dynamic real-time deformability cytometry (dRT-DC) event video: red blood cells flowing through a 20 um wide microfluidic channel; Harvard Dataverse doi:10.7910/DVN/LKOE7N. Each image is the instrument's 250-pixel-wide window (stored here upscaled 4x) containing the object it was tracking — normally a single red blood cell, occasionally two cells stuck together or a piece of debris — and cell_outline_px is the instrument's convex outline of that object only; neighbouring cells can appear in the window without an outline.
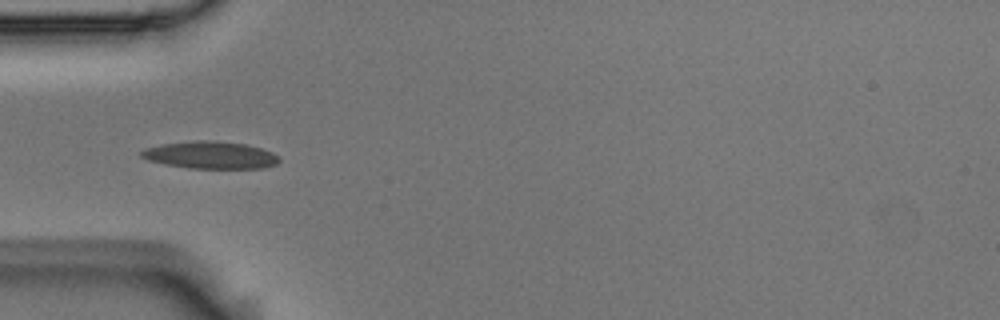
{"species": "Egyptian fruit bat (a non-hibernating species)", "species_latin": "Rousettus aegyptiacus", "temperature_condition": "room temperature", "stored_images_in_passage": 5, "camera_frame_rate_fps": 3000, "um_per_image_px": 0.085, "animal": {"sex": "male"}, "frame": {"image": 1, "passage_image": 4, "time_ms": 1.0, "image_size_px": [1000, 320], "cell_outline_px": [[280, 160], [276, 164], [264, 168], [188, 168], [164, 164], [148, 160], [140, 156], [140, 152], [144, 148], [160, 144], [196, 140], [216, 140], [244, 144], [260, 148], [272, 152]], "centroid_in_image_um": [17.84, 13.17], "position_along_channel_um": 67.2, "area_um2": 21.96}}
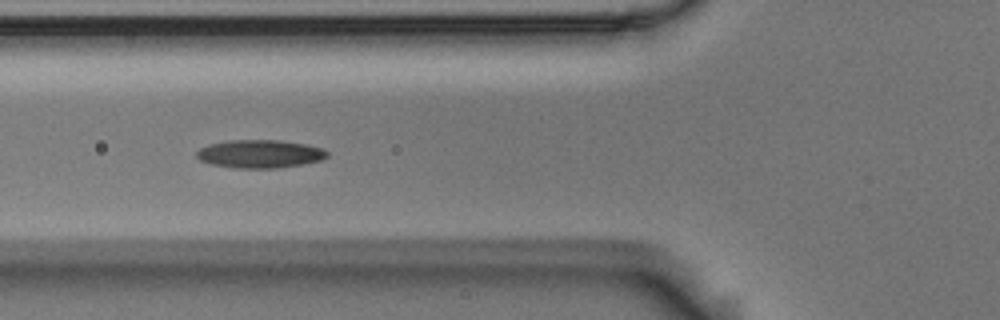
{"frame": {"image": 2, "passage_image": 5, "time_ms": 1.333, "image_size_px": [1000, 320], "cell_outline_px": [[328, 156], [320, 160], [300, 164], [276, 168], [236, 168], [212, 164], [200, 160], [196, 156], [196, 152], [200, 148], [208, 144], [228, 140], [280, 140], [304, 144], [324, 148], [328, 152]], "centroid_in_image_um": [22.07, 13.07], "position_along_channel_um": 103.7, "area_um2": 21.33}}